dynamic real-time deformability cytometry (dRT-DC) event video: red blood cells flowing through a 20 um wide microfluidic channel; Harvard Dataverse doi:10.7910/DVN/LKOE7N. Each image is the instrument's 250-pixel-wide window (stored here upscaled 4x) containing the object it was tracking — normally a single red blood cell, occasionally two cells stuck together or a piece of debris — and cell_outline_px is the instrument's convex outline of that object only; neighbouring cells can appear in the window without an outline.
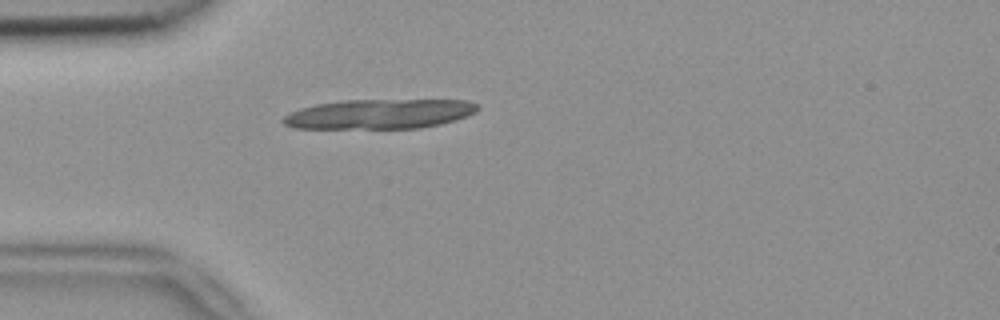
{"species": "common noctule bat (a hibernating species)", "species_latin": "Nyctalus noctula", "temperature_condition": "room temperature", "stored_images_in_passage": 6, "camera_frame_rate_fps": 3000, "um_per_image_px": 0.085, "animal": {"sex": "female", "body_mass_g": 18.4}, "frame": {"image": 1, "passage_image": 6, "time_ms": 1.667, "image_size_px": [1000, 320], "cell_outline_px": [[480, 108], [476, 112], [456, 120], [440, 124], [420, 128], [292, 128], [284, 124], [280, 120], [284, 116], [300, 108], [316, 104], [344, 100], [468, 100], [480, 104]], "centroid_in_image_um": [32.28, 9.68], "position_along_channel_um": 52.7, "area_um2": 33.76}}